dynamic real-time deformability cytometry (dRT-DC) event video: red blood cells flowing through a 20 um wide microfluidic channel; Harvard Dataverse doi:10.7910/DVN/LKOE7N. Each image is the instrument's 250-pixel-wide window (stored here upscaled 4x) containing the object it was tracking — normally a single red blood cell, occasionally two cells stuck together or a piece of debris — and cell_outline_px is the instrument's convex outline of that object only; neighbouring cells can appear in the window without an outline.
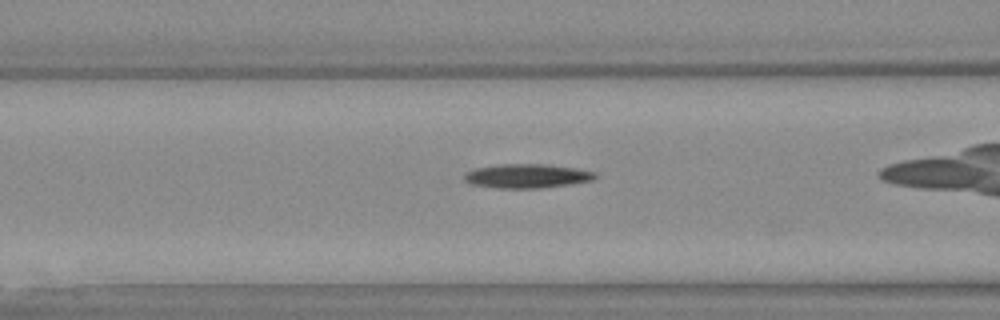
{"species": "Egyptian fruit bat (a non-hibernating species)", "species_latin": "Rousettus aegyptiacus", "temperature_condition": "warm", "stored_images_in_passage": 29, "camera_frame_rate_fps": 3000, "um_per_image_px": 0.085, "animal": {"sex": "female"}, "frame": {"image": 1, "passage_image": 9, "time_ms": 2.667, "image_size_px": [1000, 320], "cell_outline_px": [[600, 176], [592, 180], [568, 184], [540, 188], [496, 188], [472, 184], [464, 180], [464, 172], [476, 168], [496, 164], [548, 164], [576, 168], [596, 172]], "centroid_in_image_um": [44.79, 14.95], "position_along_channel_um": 121.8, "area_um2": 18.5}}